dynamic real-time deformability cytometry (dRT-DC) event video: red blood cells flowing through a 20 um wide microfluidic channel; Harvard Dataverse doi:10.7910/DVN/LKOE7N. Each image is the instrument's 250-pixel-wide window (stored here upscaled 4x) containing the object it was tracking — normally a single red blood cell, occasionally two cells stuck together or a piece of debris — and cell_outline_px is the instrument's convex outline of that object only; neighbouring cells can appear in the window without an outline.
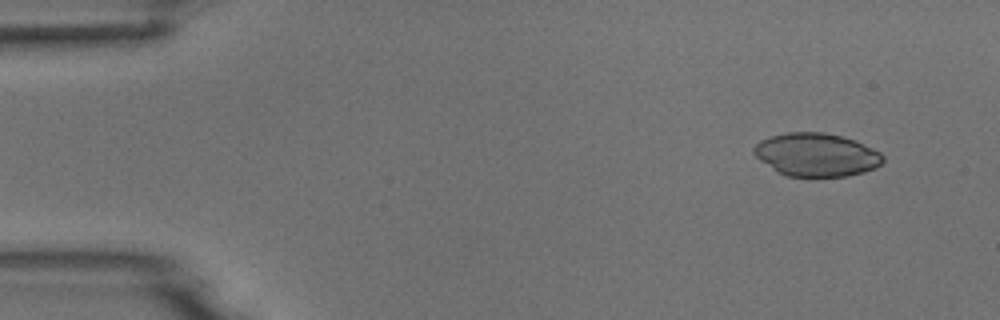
{"species": "common noctule bat (a hibernating species)", "species_latin": "Nyctalus noctula", "temperature_condition": "room temperature", "stored_images_in_passage": 4, "camera_frame_rate_fps": 3000, "um_per_image_px": 0.085, "animal": {"sex": "male", "body_mass_g": 18.8}, "frame": {"image": 1, "passage_image": 1, "time_ms": 0.0, "image_size_px": [1000, 320], "cell_outline_px": [[884, 160], [876, 168], [864, 172], [844, 176], [788, 176], [780, 172], [760, 160], [752, 152], [752, 148], [760, 140], [772, 136], [788, 132], [824, 132], [856, 140], [880, 152], [884, 156]], "centroid_in_image_um": [69.41, 13.14], "position_along_channel_um": 15.6, "area_um2": 32.31}}